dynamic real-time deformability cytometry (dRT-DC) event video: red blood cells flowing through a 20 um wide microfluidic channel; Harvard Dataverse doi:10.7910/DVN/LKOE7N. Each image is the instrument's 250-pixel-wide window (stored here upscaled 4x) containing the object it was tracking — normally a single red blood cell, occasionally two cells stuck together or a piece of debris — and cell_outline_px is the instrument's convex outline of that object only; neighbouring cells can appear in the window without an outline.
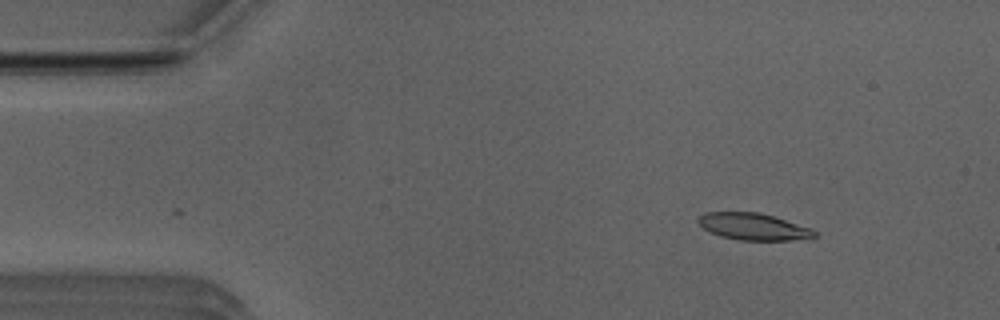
{"species": "Egyptian fruit bat (a non-hibernating species)", "species_latin": "Rousettus aegyptiacus", "temperature_condition": "room temperature", "stored_images_in_passage": 6, "camera_frame_rate_fps": 3000, "um_per_image_px": 0.085, "animal": {"sex": "male"}, "frame": {"image": 1, "passage_image": 1, "time_ms": 0.0, "image_size_px": [1000, 320], "cell_outline_px": [[816, 236], [812, 240], [740, 240], [720, 236], [704, 228], [696, 220], [704, 212], [760, 212], [812, 228], [816, 232]], "centroid_in_image_um": [64.1, 19.27], "position_along_channel_um": 20.9, "area_um2": 18.32}}